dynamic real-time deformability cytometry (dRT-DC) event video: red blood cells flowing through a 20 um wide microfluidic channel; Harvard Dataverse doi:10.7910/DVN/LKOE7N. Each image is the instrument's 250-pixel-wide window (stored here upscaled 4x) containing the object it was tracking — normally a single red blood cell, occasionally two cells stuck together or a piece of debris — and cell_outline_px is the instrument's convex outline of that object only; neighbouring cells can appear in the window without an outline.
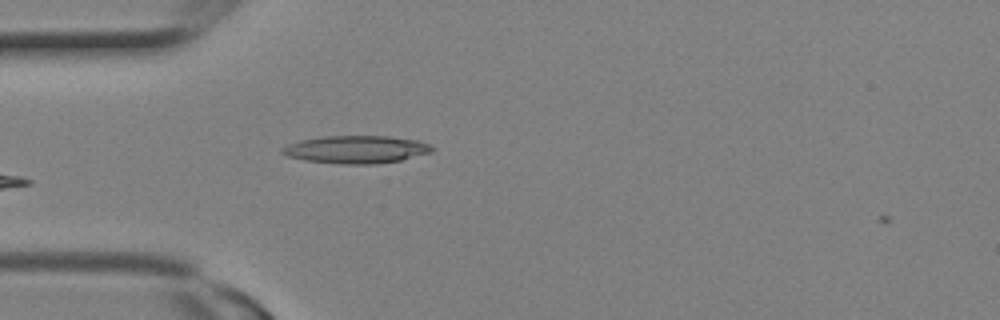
{"species": "Egyptian fruit bat (a non-hibernating species)", "species_latin": "Rousettus aegyptiacus", "temperature_condition": "room temperature", "stored_images_in_passage": 3, "camera_frame_rate_fps": 3000, "um_per_image_px": 0.085, "animal": {"sex": "female"}, "frame": {"image": 1, "passage_image": 2, "time_ms": 0.333, "image_size_px": [1000, 320], "cell_outline_px": [[436, 148], [432, 152], [400, 160], [376, 164], [340, 164], [304, 160], [288, 156], [280, 152], [280, 148], [288, 144], [300, 140], [320, 136], [388, 136], [420, 140]], "centroid_in_image_um": [30.27, 12.7], "position_along_channel_um": 54.7, "area_um2": 24.39}}